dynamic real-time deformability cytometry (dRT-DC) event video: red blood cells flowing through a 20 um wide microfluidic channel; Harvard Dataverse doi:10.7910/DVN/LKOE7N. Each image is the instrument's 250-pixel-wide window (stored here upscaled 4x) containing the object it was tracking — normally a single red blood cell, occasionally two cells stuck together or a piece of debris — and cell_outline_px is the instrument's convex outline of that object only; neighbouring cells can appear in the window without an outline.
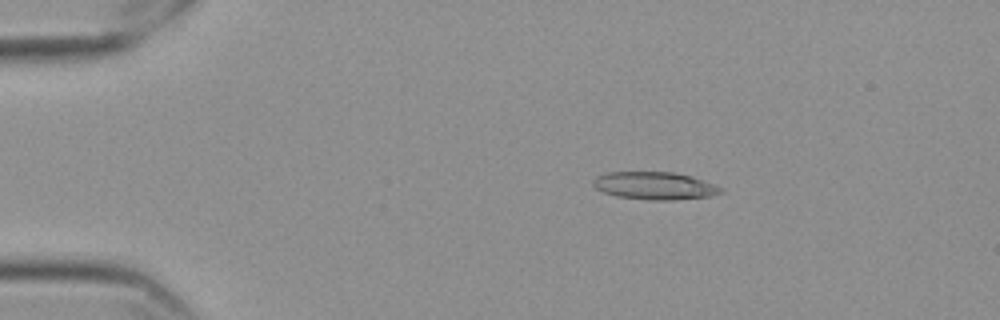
{"species": "Egyptian fruit bat (a non-hibernating species)", "species_latin": "Rousettus aegyptiacus", "temperature_condition": "cold", "stored_images_in_passage": 48, "camera_frame_rate_fps": 3000, "um_per_image_px": 0.085, "frame": {"image": 1, "passage_image": 1, "time_ms": 0.0, "image_size_px": [1000, 320], "cell_outline_px": [[724, 192], [712, 196], [672, 200], [652, 200], [616, 196], [604, 192], [596, 188], [592, 184], [592, 180], [596, 176], [608, 172], [672, 172], [692, 176], [724, 188]], "centroid_in_image_um": [55.67, 15.79], "position_along_channel_um": 29.3, "area_um2": 20.63}}
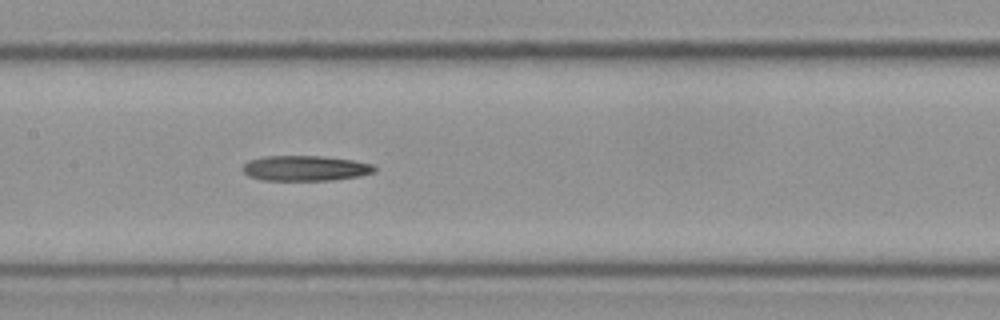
{"frame": {"image": 2, "passage_image": 19, "time_ms": 6.0, "image_size_px": [1000, 320], "cell_outline_px": [[376, 172], [360, 176], [332, 180], [260, 180], [248, 176], [240, 168], [248, 160], [264, 156], [324, 156], [352, 160], [372, 164], [376, 168]], "centroid_in_image_um": [25.93, 14.3], "position_along_channel_um": 181.5, "area_um2": 19.59}}
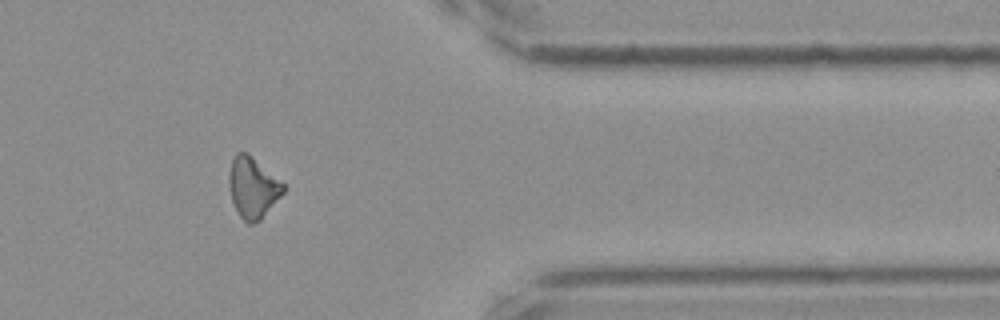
{"frame": {"image": 3, "passage_image": 38, "time_ms": 12.333, "image_size_px": [1000, 320], "cell_outline_px": [[284, 192], [260, 220], [252, 224], [248, 224], [240, 216], [232, 200], [228, 180], [228, 176], [232, 160], [236, 152], [244, 152], [284, 184]], "centroid_in_image_um": [21.46, 15.98], "position_along_channel_um": 389.9, "area_um2": 18.55}, "authors_computed_cell_mechanics": {"area_um2": 19.652, "velocity_mm_per_s": 3.5564, "shape_relaxation_time_tau1_ms": null, "shape_relaxation_time_tau2_ms": 5.7523, "deformation_change_tau1": null, "deformation_change_tau2": 0.1866}}